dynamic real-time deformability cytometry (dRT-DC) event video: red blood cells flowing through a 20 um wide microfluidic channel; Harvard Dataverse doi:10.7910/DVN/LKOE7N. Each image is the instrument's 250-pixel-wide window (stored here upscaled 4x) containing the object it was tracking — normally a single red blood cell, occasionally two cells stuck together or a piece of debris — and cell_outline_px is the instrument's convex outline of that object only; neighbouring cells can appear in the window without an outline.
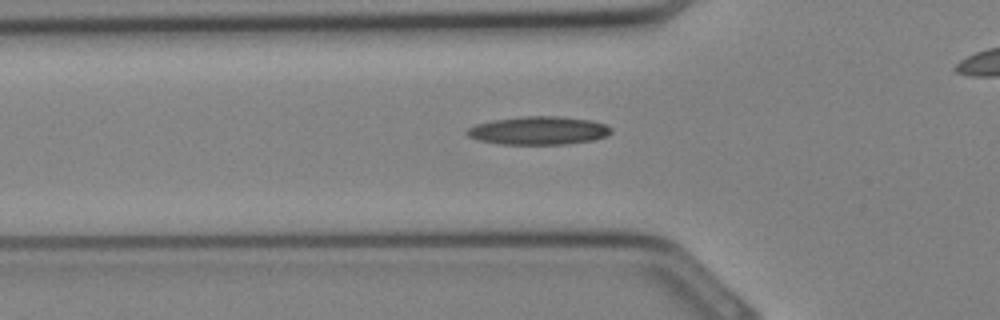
{"species": "Egyptian fruit bat (a non-hibernating species)", "species_latin": "Rousettus aegyptiacus", "temperature_condition": "cold", "stored_images_in_passage": 32, "camera_frame_rate_fps": 3000, "um_per_image_px": 0.085, "animal": {"sex": "female"}, "frame": {"image": 1, "passage_image": 10, "time_ms": 3.0, "image_size_px": [1000, 320], "cell_outline_px": [[612, 132], [608, 136], [592, 140], [564, 144], [500, 144], [476, 140], [468, 136], [464, 132], [468, 128], [476, 124], [492, 120], [520, 116], [560, 116], [592, 120], [604, 124], [612, 128]], "centroid_in_image_um": [45.76, 11.09], "position_along_channel_um": 80.0, "area_um2": 23.93}}